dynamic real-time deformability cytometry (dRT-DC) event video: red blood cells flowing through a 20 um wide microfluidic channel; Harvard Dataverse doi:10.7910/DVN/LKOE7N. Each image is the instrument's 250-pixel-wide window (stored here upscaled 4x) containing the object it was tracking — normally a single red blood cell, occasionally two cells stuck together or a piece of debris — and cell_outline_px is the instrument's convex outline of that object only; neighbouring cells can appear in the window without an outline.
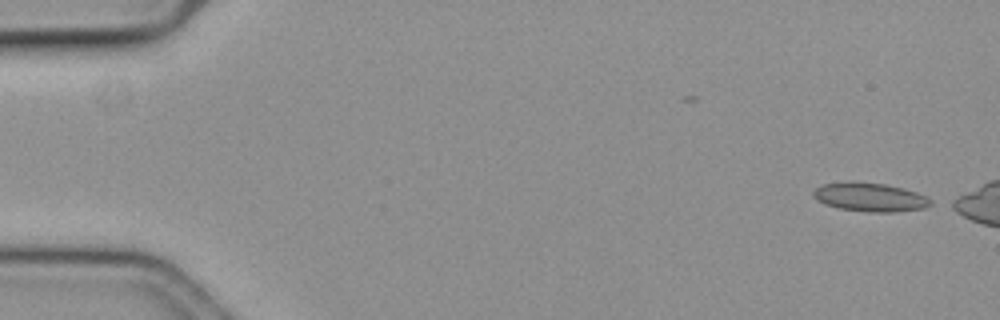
{"species": "common noctule bat (a hibernating species)", "species_latin": "Nyctalus noctula", "temperature_condition": "cold", "stored_images_in_passage": 7, "camera_frame_rate_fps": 3000, "um_per_image_px": 0.085, "animal": {"sex": "female", "body_mass_g": 19.3, "forearm_length_mm": 54.1}, "frame": {"image": 1, "passage_image": 1, "time_ms": 0.0, "image_size_px": [1000, 320], "cell_outline_px": [[932, 204], [924, 208], [892, 212], [868, 212], [840, 208], [824, 204], [816, 200], [812, 196], [812, 192], [816, 188], [824, 184], [852, 180], [884, 184], [904, 188], [916, 192], [932, 200]], "centroid_in_image_um": [73.91, 16.74], "position_along_channel_um": 11.1, "area_um2": 19.77}}